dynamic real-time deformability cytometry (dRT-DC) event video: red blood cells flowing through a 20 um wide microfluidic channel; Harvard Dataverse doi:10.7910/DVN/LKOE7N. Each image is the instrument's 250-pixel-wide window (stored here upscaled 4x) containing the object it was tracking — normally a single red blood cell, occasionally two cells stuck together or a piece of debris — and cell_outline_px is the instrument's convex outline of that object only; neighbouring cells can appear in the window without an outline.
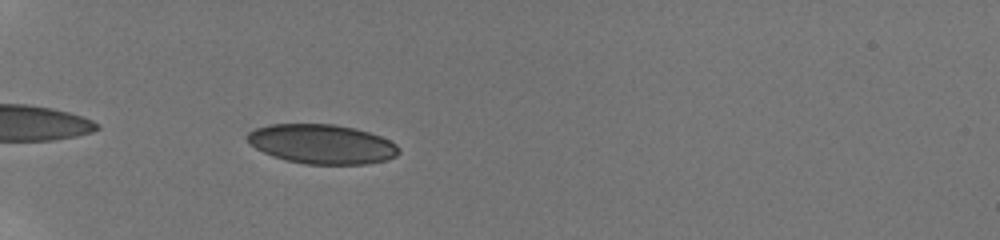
{"species": "human", "species_latin": "Homo sapiens", "temperature_condition": "room temperature", "stored_images_in_passage": 12, "camera_frame_rate_fps": 3000, "um_per_image_px": 0.085, "donor": {"sex": "male"}, "frame": {"image": 1, "passage_image": 3, "time_ms": 0.667, "image_size_px": [1000, 240], "cell_outline_px": [[400, 152], [396, 156], [388, 160], [368, 164], [304, 164], [272, 156], [256, 148], [244, 136], [248, 132], [256, 128], [268, 124], [336, 124], [356, 128], [380, 136], [396, 144], [400, 148]], "centroid_in_image_um": [27.38, 12.24], "position_along_channel_um": 57.6, "area_um2": 34.97}}
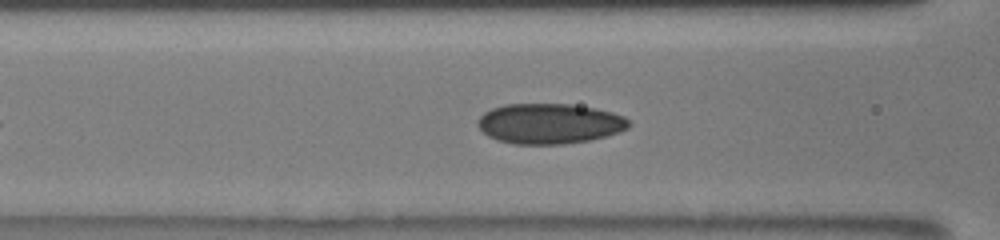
{"frame": {"image": 2, "passage_image": 10, "time_ms": 3.0, "image_size_px": [1000, 240], "cell_outline_px": [[632, 124], [628, 128], [620, 132], [588, 140], [564, 144], [512, 144], [496, 140], [488, 136], [476, 124], [480, 116], [484, 112], [492, 108], [508, 104], [568, 104], [592, 108], [612, 112], [624, 116]], "centroid_in_image_um": [46.69, 10.51], "position_along_channel_um": 119.9, "area_um2": 35.43}}